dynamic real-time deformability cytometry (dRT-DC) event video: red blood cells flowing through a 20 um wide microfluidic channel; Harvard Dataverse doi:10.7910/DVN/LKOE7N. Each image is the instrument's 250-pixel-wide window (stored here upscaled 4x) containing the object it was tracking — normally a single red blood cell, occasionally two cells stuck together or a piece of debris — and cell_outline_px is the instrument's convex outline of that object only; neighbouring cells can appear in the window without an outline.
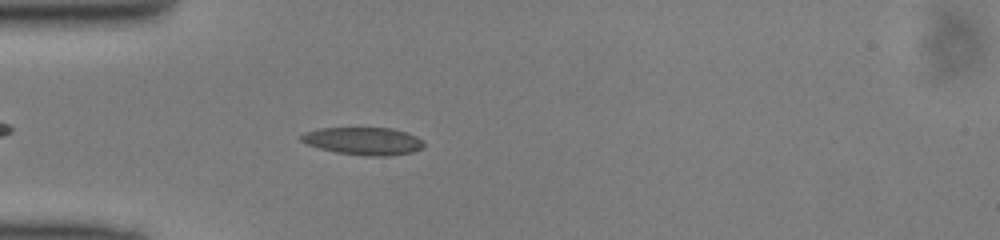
{"species": "common noctule bat (a hibernating species)", "species_latin": "Nyctalus noctula", "temperature_condition": "cold", "stored_images_in_passage": 37, "camera_frame_rate_fps": 3000, "um_per_image_px": 0.085, "animal": {"sex": "male", "body_mass_g": 13.0, "forearm_length_mm": 53.1}, "frame": {"image": 1, "passage_image": 5, "time_ms": 1.333, "image_size_px": [1000, 240], "cell_outline_px": [[424, 148], [412, 152], [388, 156], [364, 156], [336, 152], [320, 148], [308, 144], [300, 140], [300, 136], [304, 132], [320, 128], [392, 128], [408, 132], [424, 140]], "centroid_in_image_um": [30.93, 11.99], "position_along_channel_um": 54.1, "area_um2": 19.88}}
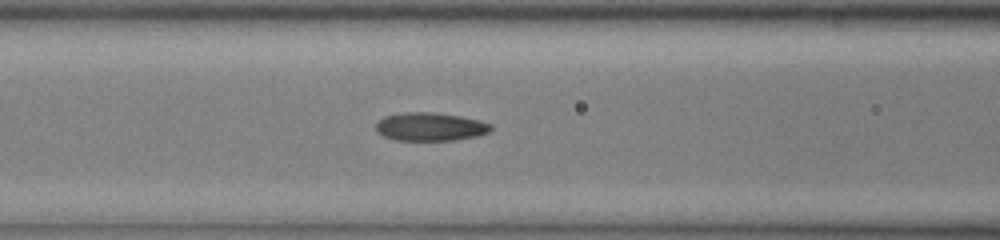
{"frame": {"image": 2, "passage_image": 11, "time_ms": 3.333, "image_size_px": [1000, 240], "cell_outline_px": [[492, 128], [488, 132], [476, 136], [452, 140], [396, 140], [384, 136], [376, 128], [376, 124], [384, 116], [404, 112], [432, 112], [460, 116], [480, 120], [492, 124]], "centroid_in_image_um": [36.59, 10.76], "position_along_channel_um": 130.0, "area_um2": 18.79}}
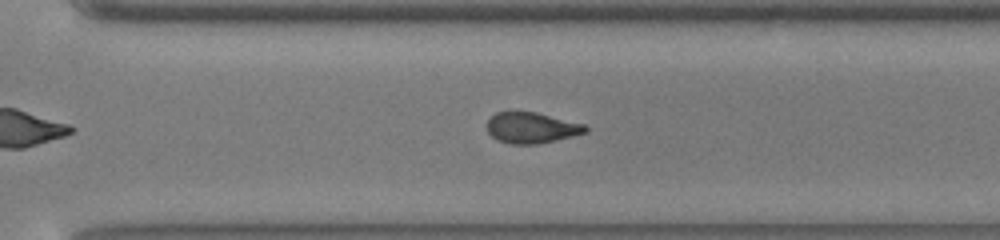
{"frame": {"image": 3, "passage_image": 25, "time_ms": 8.0, "image_size_px": [1000, 240], "cell_outline_px": [[588, 132], [556, 140], [536, 144], [512, 144], [496, 140], [488, 132], [488, 120], [496, 112], [536, 112], [584, 124], [588, 128]], "centroid_in_image_um": [45.19, 10.87], "position_along_channel_um": 325.4, "area_um2": 17.57}}